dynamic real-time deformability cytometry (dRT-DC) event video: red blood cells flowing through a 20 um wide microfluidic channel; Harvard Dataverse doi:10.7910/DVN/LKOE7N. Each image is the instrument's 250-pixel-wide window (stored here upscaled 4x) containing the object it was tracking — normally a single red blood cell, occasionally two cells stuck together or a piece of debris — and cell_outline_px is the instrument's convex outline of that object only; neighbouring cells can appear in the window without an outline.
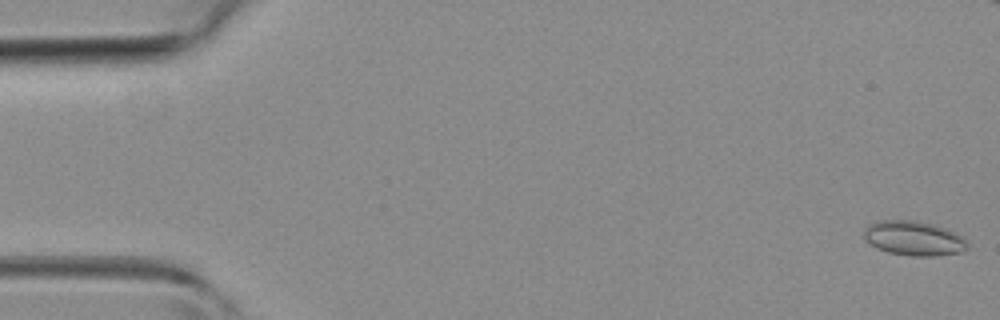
{"species": "common noctule bat (a hibernating species)", "species_latin": "Nyctalus noctula", "temperature_condition": "room temperature", "stored_images_in_passage": 34, "camera_frame_rate_fps": 3000, "um_per_image_px": 0.085, "animal": {"sex": "female", "body_mass_g": 19.3, "forearm_length_mm": 54.1}, "frame": {"image": 1, "passage_image": 1, "time_ms": 0.0, "image_size_px": [1000, 320], "cell_outline_px": [[968, 248], [960, 252], [936, 256], [908, 256], [888, 252], [876, 248], [864, 240], [864, 228], [868, 224], [876, 220], [916, 220], [936, 224], [960, 236], [968, 244]], "centroid_in_image_um": [77.61, 20.25], "position_along_channel_um": 7.4, "area_um2": 21.04}}
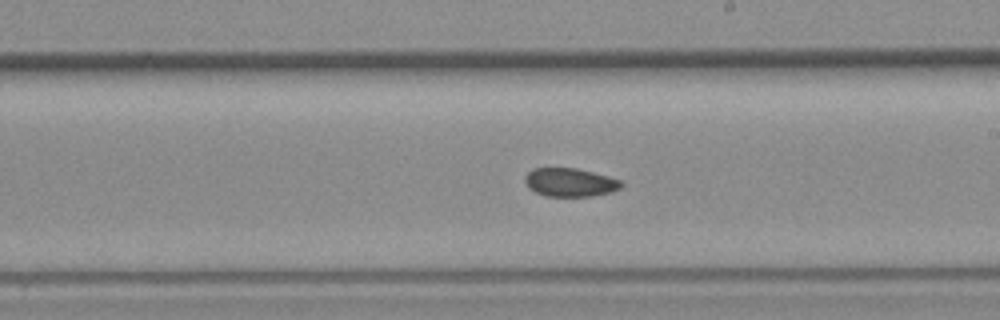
{"frame": {"image": 2, "passage_image": 25, "time_ms": 8.0, "image_size_px": [1000, 320], "cell_outline_px": [[624, 184], [620, 188], [612, 192], [592, 196], [544, 196], [528, 188], [524, 180], [524, 176], [532, 168], [576, 168], [608, 176], [620, 180]], "centroid_in_image_um": [48.43, 15.5], "position_along_channel_um": 240.6, "area_um2": 16.07}}
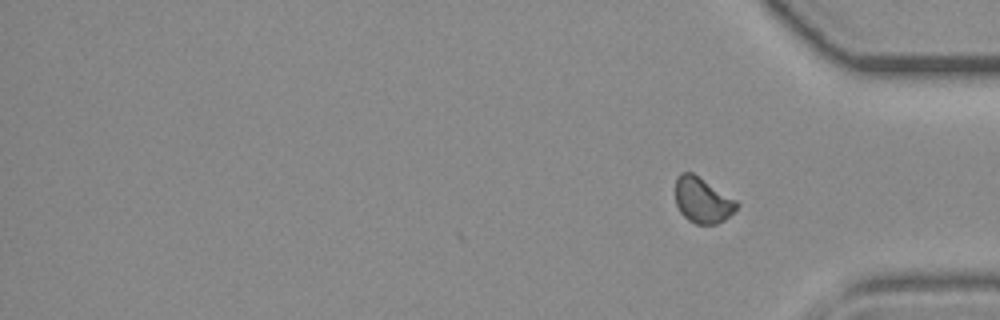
{"frame": {"image": 3, "passage_image": 34, "time_ms": 11.0, "image_size_px": [1000, 320], "cell_outline_px": [[740, 204], [724, 220], [716, 224], [696, 224], [688, 220], [680, 212], [676, 204], [676, 176], [680, 172], [692, 172], [736, 200]], "centroid_in_image_um": [59.69, 17.01], "position_along_channel_um": 375.5, "area_um2": 16.13}}